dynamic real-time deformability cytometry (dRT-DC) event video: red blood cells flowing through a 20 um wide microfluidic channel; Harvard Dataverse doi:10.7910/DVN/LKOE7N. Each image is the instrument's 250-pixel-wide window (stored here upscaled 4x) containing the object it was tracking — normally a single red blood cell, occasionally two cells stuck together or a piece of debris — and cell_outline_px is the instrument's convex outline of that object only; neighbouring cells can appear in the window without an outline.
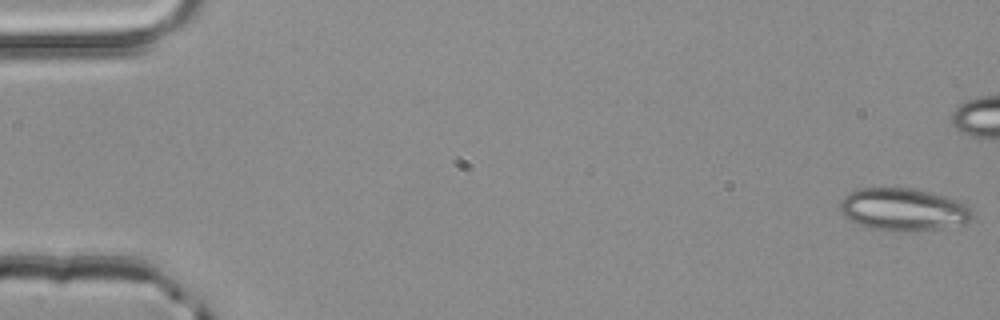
{"species": "common noctule bat (a hibernating species)", "species_latin": "Nyctalus noctula", "temperature_condition": "room temperature", "stored_images_in_passage": 42, "camera_frame_rate_fps": 3000, "um_per_image_px": 0.085, "animal": {"sex": "male", "body_mass_g": 20.4}, "frame": {"image": 1, "passage_image": 1, "time_ms": 0.0, "image_size_px": [1000, 320], "cell_outline_px": [[972, 216], [964, 224], [936, 228], [892, 232], [872, 228], [860, 224], [844, 216], [840, 208], [840, 200], [844, 196], [860, 188], [912, 188], [944, 196], [968, 204], [972, 212]], "centroid_in_image_um": [76.77, 17.8], "position_along_channel_um": 8.2, "area_um2": 32.31}}
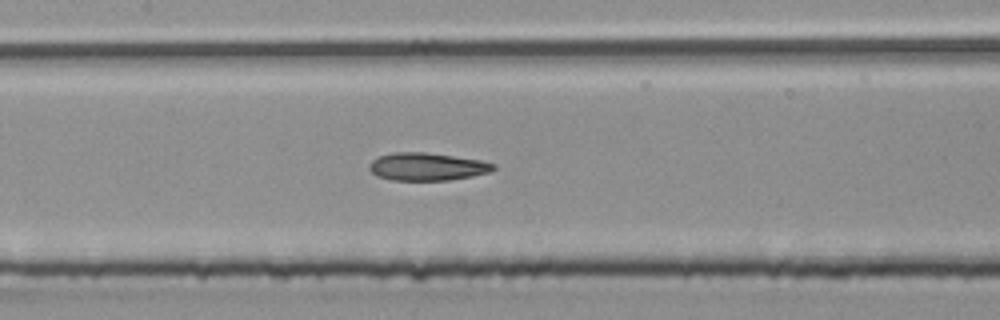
{"frame": {"image": 2, "passage_image": 25, "time_ms": 8.0, "image_size_px": [1000, 320], "cell_outline_px": [[496, 168], [488, 172], [472, 176], [448, 180], [392, 180], [376, 176], [368, 168], [368, 164], [372, 160], [380, 156], [392, 152], [424, 152], [480, 160], [496, 164]], "centroid_in_image_um": [36.27, 14.16], "position_along_channel_um": 171.1, "area_um2": 20.0}}
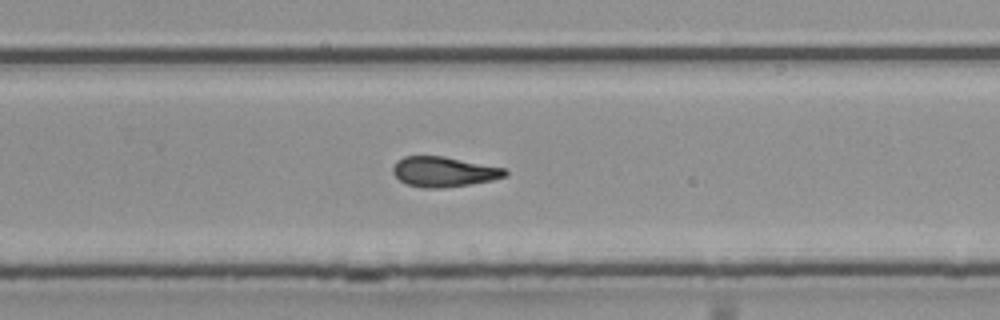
{"frame": {"image": 3, "passage_image": 34, "time_ms": 11.0, "image_size_px": [1000, 320], "cell_outline_px": [[508, 176], [492, 180], [444, 188], [424, 188], [408, 184], [400, 180], [392, 172], [392, 168], [396, 160], [404, 156], [444, 156], [504, 168], [508, 172]], "centroid_in_image_um": [37.71, 14.59], "position_along_channel_um": 292.1, "area_um2": 19.65}}